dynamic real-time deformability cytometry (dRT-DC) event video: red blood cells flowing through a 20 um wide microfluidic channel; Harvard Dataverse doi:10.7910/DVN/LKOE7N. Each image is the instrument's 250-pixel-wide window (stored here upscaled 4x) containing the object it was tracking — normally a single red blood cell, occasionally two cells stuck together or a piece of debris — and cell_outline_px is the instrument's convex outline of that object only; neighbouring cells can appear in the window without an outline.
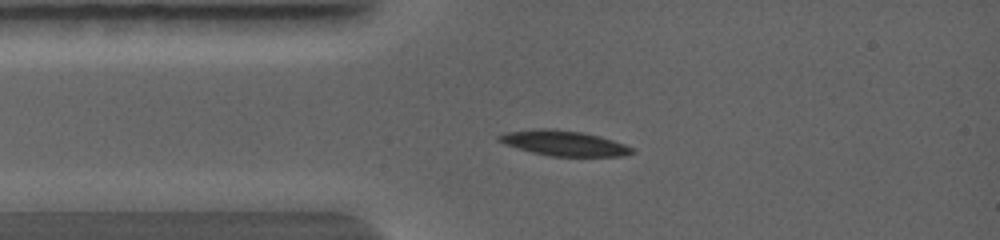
{"species": "common noctule bat (a hibernating species)", "species_latin": "Nyctalus noctula", "temperature_condition": "warm", "stored_images_in_passage": 25, "camera_frame_rate_fps": 5000, "um_per_image_px": 0.085, "animal": {"sex": "female", "body_mass_g": 19.0, "forearm_length_mm": 56.7}, "frame": {"image": 1, "passage_image": 5, "time_ms": 1.6, "image_size_px": [1000, 240], "cell_outline_px": [[632, 152], [612, 156], [552, 156], [532, 152], [508, 144], [500, 140], [500, 136], [516, 132], [576, 132], [608, 140], [620, 144], [628, 148]], "centroid_in_image_um": [47.96, 12.25], "position_along_channel_um": 37.0, "area_um2": 16.76}}
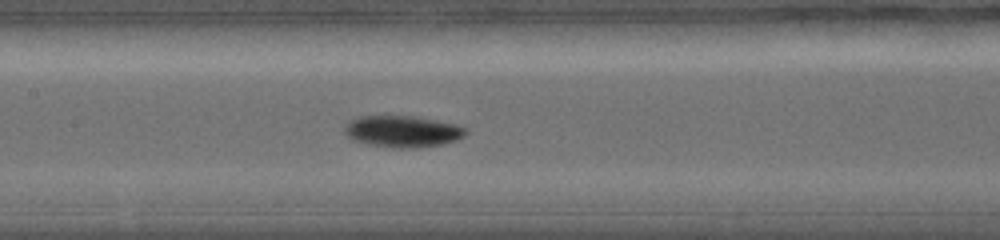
{"frame": {"image": 2, "passage_image": 12, "time_ms": 4.2, "image_size_px": [1000, 240], "cell_outline_px": [[464, 132], [460, 136], [452, 140], [440, 144], [416, 148], [392, 148], [356, 140], [348, 132], [348, 124], [352, 120], [360, 116], [412, 116], [452, 124], [464, 128]], "centroid_in_image_um": [34.22, 11.16], "position_along_channel_um": 173.2, "area_um2": 20.92}}
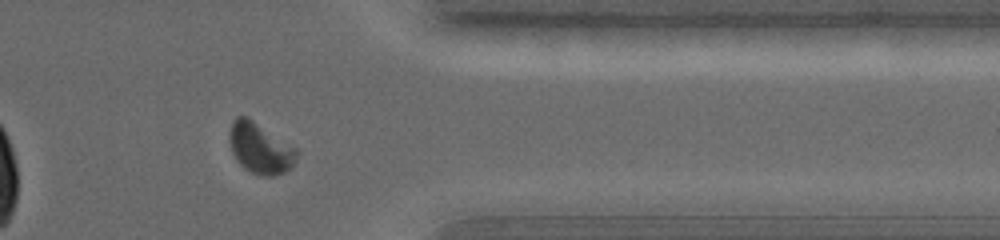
{"frame": {"image": 3, "passage_image": 22, "time_ms": 8.2, "image_size_px": [1000, 240], "cell_outline_px": [[292, 164], [284, 172], [272, 176], [268, 176], [252, 172], [236, 156], [232, 148], [232, 124], [236, 116], [244, 116], [292, 152]], "centroid_in_image_um": [22.01, 12.65], "position_along_channel_um": 389.4, "area_um2": 16.7}}